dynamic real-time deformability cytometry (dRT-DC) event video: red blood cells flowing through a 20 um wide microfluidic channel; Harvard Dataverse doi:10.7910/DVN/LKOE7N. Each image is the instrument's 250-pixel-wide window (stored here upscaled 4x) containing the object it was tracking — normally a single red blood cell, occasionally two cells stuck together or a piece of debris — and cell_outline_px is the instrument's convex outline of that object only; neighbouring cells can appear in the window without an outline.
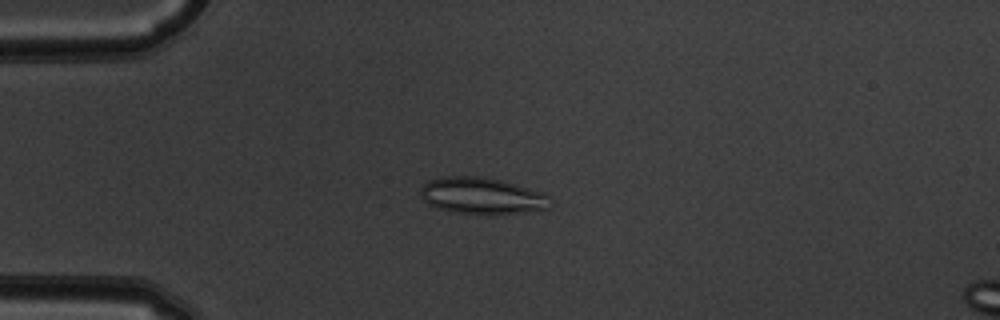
{"species": "common noctule bat (a hibernating species)", "species_latin": "Nyctalus noctula", "temperature_condition": "warm", "stored_images_in_passage": 53, "camera_frame_rate_fps": 3000, "um_per_image_px": 0.085, "animal": {"sex": "male", "body_mass_g": 19.5, "forearm_length_mm": 54.6}, "frame": {"image": 1, "passage_image": 14, "time_ms": 4.333, "image_size_px": [1000, 320], "cell_outline_px": [[548, 208], [492, 216], [452, 212], [436, 208], [428, 204], [420, 196], [420, 188], [428, 180], [440, 176], [480, 176], [500, 180], [544, 192], [548, 196]], "centroid_in_image_um": [40.89, 16.65], "position_along_channel_um": 44.1, "area_um2": 27.98}}
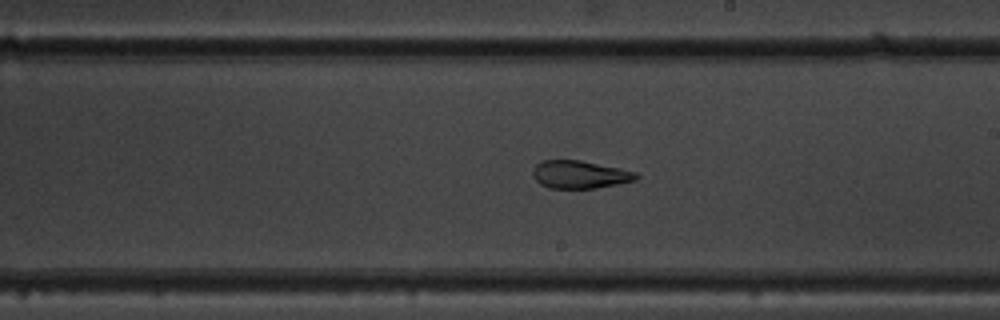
{"frame": {"image": 2, "passage_image": 31, "time_ms": 10.0, "image_size_px": [1000, 320], "cell_outline_px": [[640, 176], [636, 180], [596, 188], [548, 188], [540, 184], [532, 176], [532, 168], [540, 160], [580, 160], [620, 168], [636, 172]], "centroid_in_image_um": [49.25, 14.83], "position_along_channel_um": 239.8, "area_um2": 16.88}}
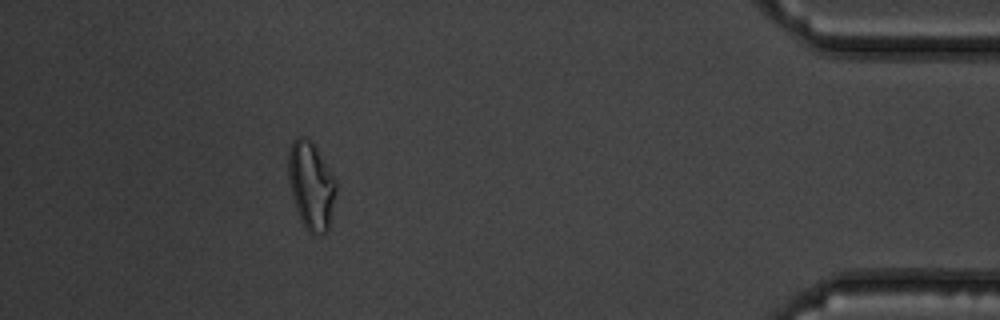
{"frame": {"image": 3, "passage_image": 48, "time_ms": 15.667, "image_size_px": [1000, 320], "cell_outline_px": [[336, 188], [328, 228], [324, 236], [312, 236], [308, 232], [300, 220], [296, 212], [288, 180], [288, 148], [292, 140], [296, 136], [304, 136], [312, 140], [336, 180]], "centroid_in_image_um": [26.41, 15.77], "position_along_channel_um": 408.8, "area_um2": 24.85}, "authors_computed_cell_mechanics": {"area_um2": 22.8888, "velocity_mm_per_s": 3.8644, "shape_relaxation_time_tau1_ms": null, "shape_relaxation_time_tau2_ms": 1.5939, "deformation_change_tau1": null, "deformation_change_tau2": 0.0862}}